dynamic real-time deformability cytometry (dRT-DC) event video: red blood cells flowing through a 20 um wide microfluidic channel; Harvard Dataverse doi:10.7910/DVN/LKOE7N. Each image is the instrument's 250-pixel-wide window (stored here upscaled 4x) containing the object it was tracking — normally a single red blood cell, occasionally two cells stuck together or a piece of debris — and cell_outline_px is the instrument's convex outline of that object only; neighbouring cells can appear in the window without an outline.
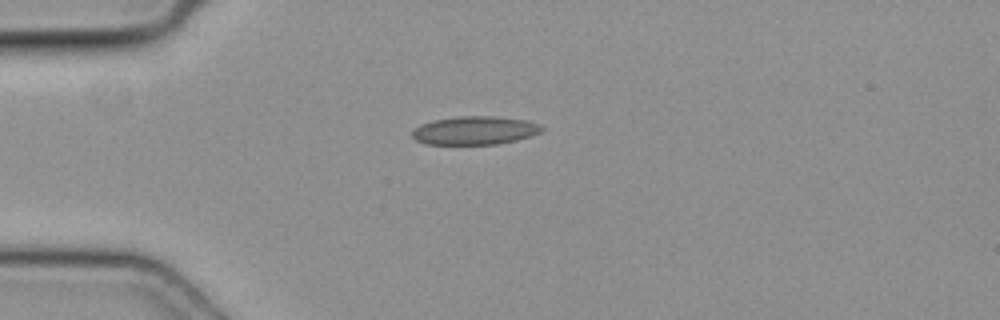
{"species": "common noctule bat (a hibernating species)", "species_latin": "Nyctalus noctula", "temperature_condition": "cold", "stored_images_in_passage": 37, "camera_frame_rate_fps": 3000, "um_per_image_px": 0.085, "animal": {"sex": "female", "body_mass_g": 19.3, "forearm_length_mm": 54.1}, "frame": {"image": 1, "passage_image": 1, "time_ms": 0.0, "image_size_px": [1000, 320], "cell_outline_px": [[544, 128], [540, 132], [532, 136], [516, 140], [496, 144], [428, 144], [416, 140], [412, 136], [412, 132], [420, 124], [432, 120], [460, 116], [496, 116], [528, 120], [540, 124]], "centroid_in_image_um": [40.39, 11.08], "position_along_channel_um": 44.6, "area_um2": 21.5}}
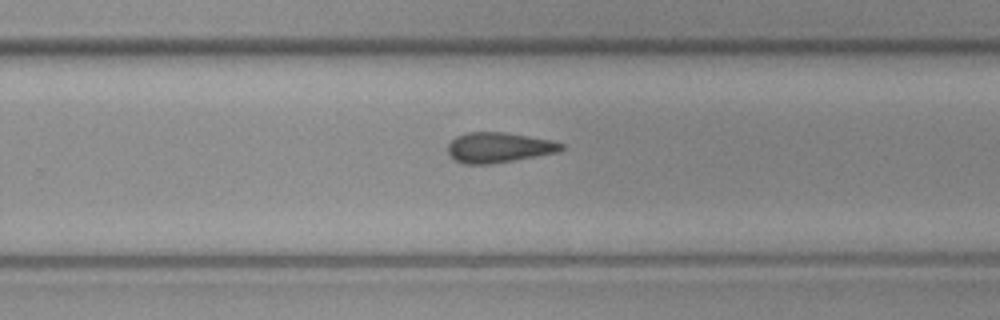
{"frame": {"image": 2, "passage_image": 20, "time_ms": 6.333, "image_size_px": [1000, 320], "cell_outline_px": [[564, 148], [556, 152], [492, 164], [464, 164], [452, 160], [448, 156], [448, 144], [456, 136], [468, 132], [504, 132], [552, 140], [564, 144]], "centroid_in_image_um": [42.34, 12.54], "position_along_channel_um": 287.5, "area_um2": 20.0}}
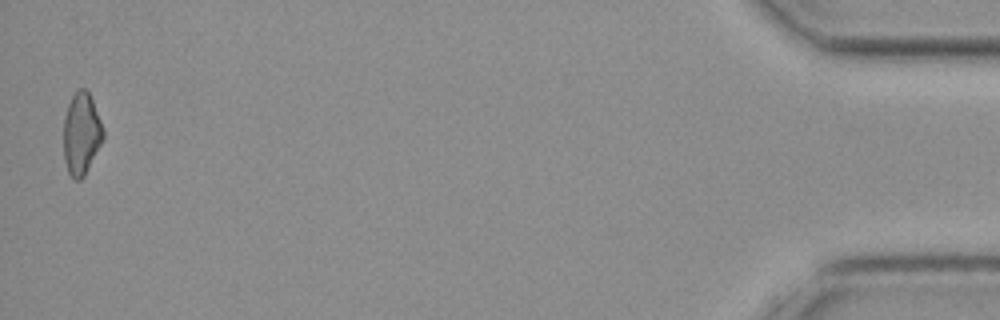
{"frame": {"image": 3, "passage_image": 37, "time_ms": 12.0, "image_size_px": [1000, 320], "cell_outline_px": [[104, 140], [84, 176], [80, 180], [72, 180], [68, 172], [64, 160], [64, 116], [68, 104], [72, 96], [80, 88], [84, 88], [88, 92], [92, 100], [100, 120], [104, 132]], "centroid_in_image_um": [6.92, 11.41], "position_along_channel_um": 428.3, "area_um2": 18.96}}